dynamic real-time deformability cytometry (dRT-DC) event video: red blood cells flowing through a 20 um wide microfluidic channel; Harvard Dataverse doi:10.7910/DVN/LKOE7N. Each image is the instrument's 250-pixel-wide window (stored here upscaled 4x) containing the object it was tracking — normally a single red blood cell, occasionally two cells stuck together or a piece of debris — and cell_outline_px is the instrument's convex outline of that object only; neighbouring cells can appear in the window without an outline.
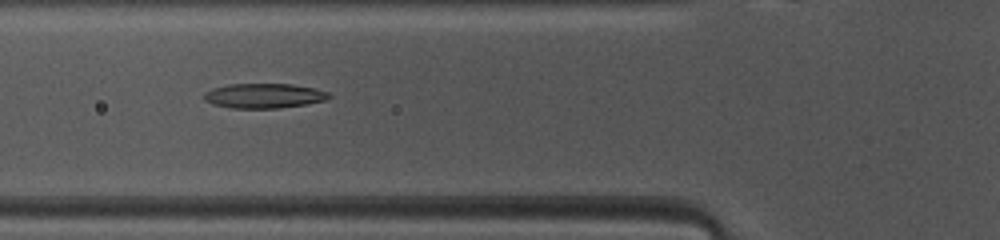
{"species": "common noctule bat (a hibernating species)", "species_latin": "Nyctalus noctula", "temperature_condition": "warm", "stored_images_in_passage": 40, "camera_frame_rate_fps": 3000, "um_per_image_px": 0.085, "animal": {"sex": "female", "body_mass_g": 10.0, "forearm_length_mm": 53.1}, "frame": {"image": 1, "passage_image": 9, "time_ms": 2.667, "image_size_px": [1000, 240], "cell_outline_px": [[332, 96], [328, 100], [308, 104], [276, 108], [232, 108], [212, 104], [204, 100], [204, 92], [212, 88], [228, 84], [292, 84], [312, 88], [328, 92]], "centroid_in_image_um": [22.44, 8.14], "position_along_channel_um": 103.4, "area_um2": 18.09}}
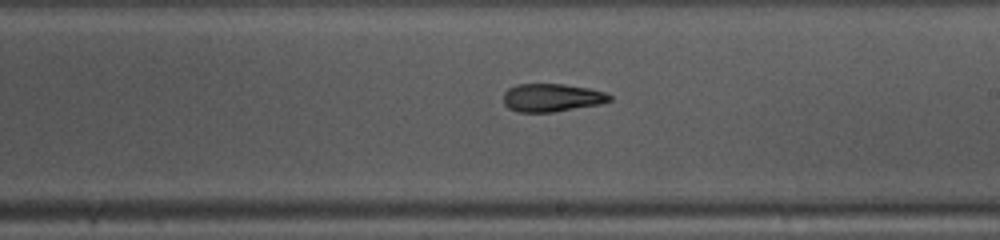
{"frame": {"image": 2, "passage_image": 19, "time_ms": 6.0, "image_size_px": [1000, 240], "cell_outline_px": [[612, 100], [600, 104], [552, 112], [516, 112], [508, 108], [504, 104], [504, 92], [508, 88], [516, 84], [564, 84], [588, 88], [604, 92], [612, 96]], "centroid_in_image_um": [46.88, 8.3], "position_along_channel_um": 242.1, "area_um2": 17.4}}
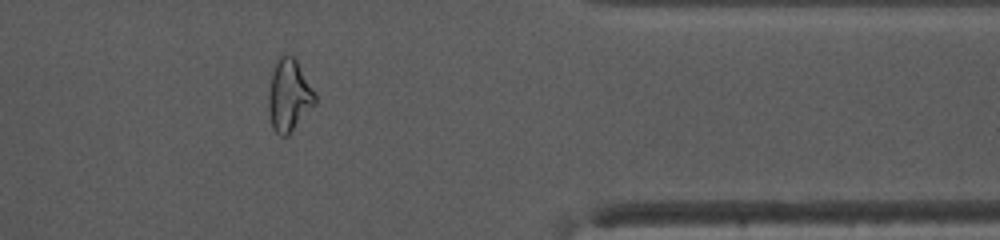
{"frame": {"image": 3, "passage_image": 31, "time_ms": 10.0, "image_size_px": [1000, 240], "cell_outline_px": [[316, 104], [288, 136], [280, 136], [272, 128], [268, 112], [268, 92], [272, 72], [276, 60], [280, 52], [284, 52], [292, 56], [296, 60], [316, 96]], "centroid_in_image_um": [24.54, 8.11], "position_along_channel_um": 386.9, "area_um2": 19.77}, "authors_computed_cell_mechanics": {"area_um2": 18.4093, "velocity_mm_per_s": 4.1514, "shape_relaxation_time_tau1_ms": null, "shape_relaxation_time_tau2_ms": 4.6449, "deformation_change_tau1": null, "deformation_change_tau2": 0.144}}